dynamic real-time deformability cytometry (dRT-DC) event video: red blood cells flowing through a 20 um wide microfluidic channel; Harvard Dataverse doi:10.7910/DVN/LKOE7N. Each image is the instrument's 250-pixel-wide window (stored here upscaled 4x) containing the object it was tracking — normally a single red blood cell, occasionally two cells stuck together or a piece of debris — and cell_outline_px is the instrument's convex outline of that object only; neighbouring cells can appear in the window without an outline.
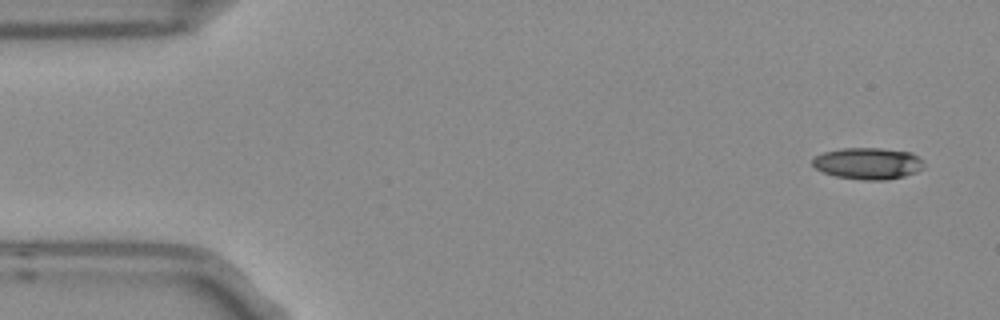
{"species": "Egyptian fruit bat (a non-hibernating species)", "species_latin": "Rousettus aegyptiacus", "temperature_condition": "room temperature", "stored_images_in_passage": 9, "camera_frame_rate_fps": 3000, "um_per_image_px": 0.085, "frame": {"image": 1, "passage_image": 1, "time_ms": 0.0, "image_size_px": [1000, 320], "cell_outline_px": [[924, 168], [916, 172], [904, 176], [888, 180], [864, 180], [836, 176], [824, 172], [816, 168], [812, 164], [812, 156], [824, 152], [840, 148], [880, 148], [912, 152], [924, 164]], "centroid_in_image_um": [73.76, 13.89], "position_along_channel_um": 11.2, "area_um2": 20.58}}
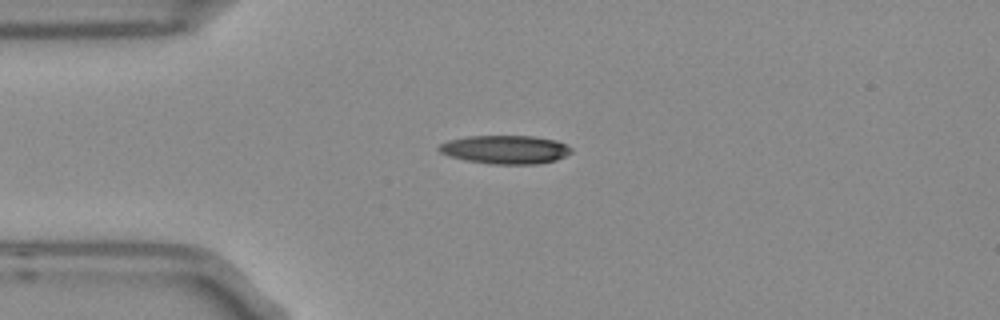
{"frame": {"image": 2, "passage_image": 3, "time_ms": 0.667, "image_size_px": [1000, 320], "cell_outline_px": [[572, 152], [556, 160], [536, 164], [492, 164], [468, 160], [448, 156], [440, 152], [436, 148], [440, 144], [448, 140], [468, 136], [532, 136], [556, 140], [572, 148]], "centroid_in_image_um": [42.94, 12.71], "position_along_channel_um": 42.1, "area_um2": 21.91}}